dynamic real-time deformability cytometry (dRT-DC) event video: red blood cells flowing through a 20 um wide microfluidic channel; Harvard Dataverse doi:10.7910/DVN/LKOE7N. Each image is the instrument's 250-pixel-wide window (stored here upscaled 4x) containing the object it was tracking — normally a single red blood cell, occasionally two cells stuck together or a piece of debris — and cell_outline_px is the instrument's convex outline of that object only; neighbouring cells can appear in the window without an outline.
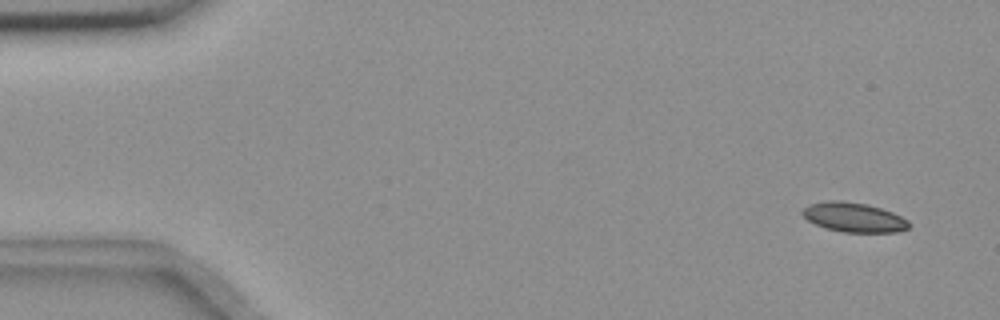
{"species": "common noctule bat (a hibernating species)", "species_latin": "Nyctalus noctula", "temperature_condition": "room temperature", "stored_images_in_passage": 56, "camera_frame_rate_fps": 3000, "um_per_image_px": 0.085, "animal": {"sex": "female", "body_mass_g": 18.4}, "frame": {"image": 1, "passage_image": 4, "time_ms": 1.0, "image_size_px": [1000, 320], "cell_outline_px": [[912, 224], [908, 228], [896, 232], [844, 232], [824, 228], [808, 220], [800, 212], [808, 204], [828, 200], [840, 200], [868, 204], [892, 212], [908, 220]], "centroid_in_image_um": [72.57, 18.46], "position_along_channel_um": 12.4, "area_um2": 18.38}}
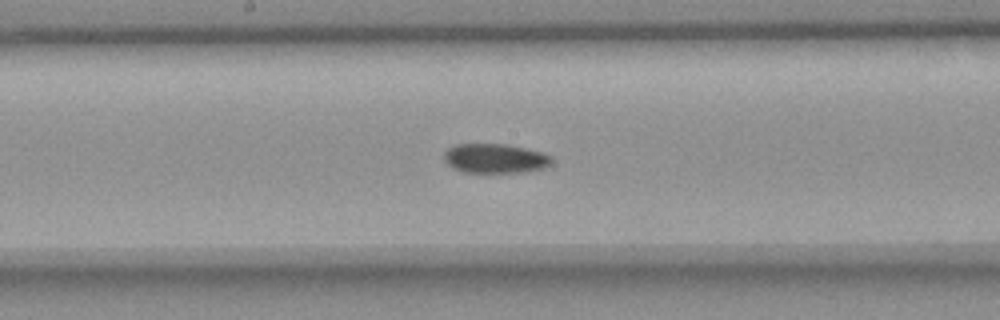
{"frame": {"image": 2, "passage_image": 30, "time_ms": 9.667, "image_size_px": [1000, 320], "cell_outline_px": [[552, 160], [544, 168], [524, 172], [460, 172], [452, 168], [444, 160], [444, 152], [448, 148], [456, 144], [504, 144], [544, 152], [552, 156]], "centroid_in_image_um": [42.06, 13.46], "position_along_channel_um": 206.1, "area_um2": 18.5}}
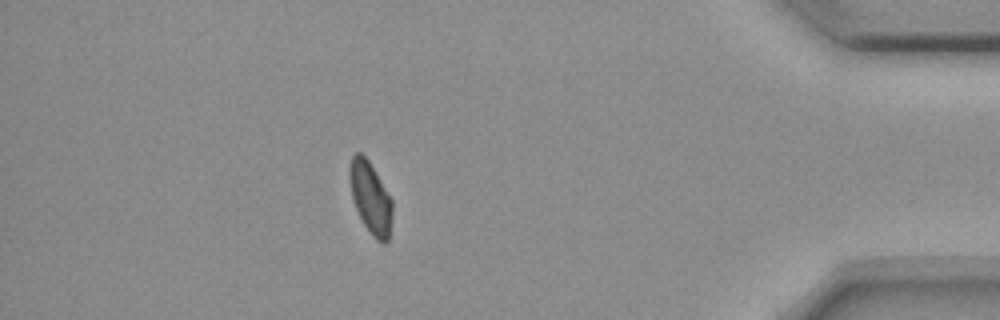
{"frame": {"image": 3, "passage_image": 50, "time_ms": 16.333, "image_size_px": [1000, 320], "cell_outline_px": [[392, 216], [388, 240], [384, 244], [376, 240], [372, 236], [364, 224], [356, 208], [352, 196], [348, 172], [352, 156], [356, 152], [360, 152], [368, 160], [392, 200]], "centroid_in_image_um": [31.49, 16.82], "position_along_channel_um": 403.7, "area_um2": 17.57}, "authors_computed_cell_mechanics": {"area_um2": 18.496, "velocity_mm_per_s": 3.6353, "shape_relaxation_time_tau1_ms": null, "shape_relaxation_time_tau2_ms": 6.2513, "deformation_change_tau1": null, "deformation_change_tau2": 0.086}}